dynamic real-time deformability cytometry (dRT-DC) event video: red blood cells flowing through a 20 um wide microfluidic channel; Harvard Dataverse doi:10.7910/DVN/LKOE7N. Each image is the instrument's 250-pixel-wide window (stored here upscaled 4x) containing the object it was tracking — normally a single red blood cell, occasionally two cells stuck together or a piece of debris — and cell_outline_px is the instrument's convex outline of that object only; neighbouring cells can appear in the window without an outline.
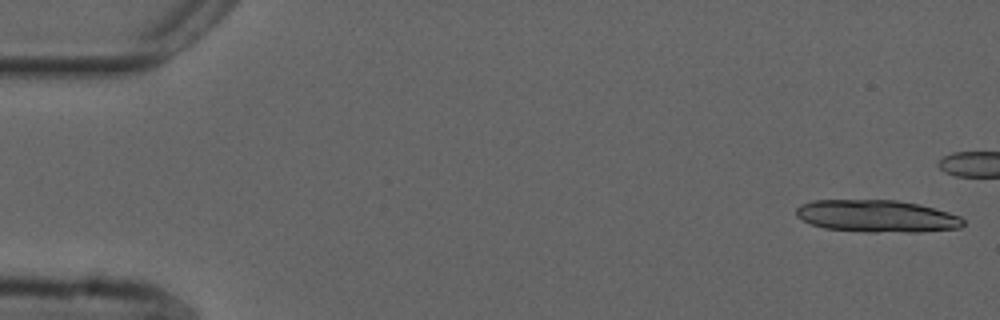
{"species": "common noctule bat (a hibernating species)", "species_latin": "Nyctalus noctula", "temperature_condition": "cold", "stored_images_in_passage": 15, "camera_frame_rate_fps": 3000, "um_per_image_px": 0.085, "animal": {"sex": "male", "forearm_length_mm": 52.5}, "frame": {"image": 1, "passage_image": 1, "time_ms": 0.0, "image_size_px": [1000, 320], "cell_outline_px": [[964, 224], [960, 228], [920, 232], [868, 232], [824, 228], [812, 224], [796, 216], [796, 208], [800, 204], [812, 200], [896, 200], [920, 204], [948, 212], [960, 216], [964, 220]], "centroid_in_image_um": [74.54, 18.37], "position_along_channel_um": 10.5, "area_um2": 31.5}}